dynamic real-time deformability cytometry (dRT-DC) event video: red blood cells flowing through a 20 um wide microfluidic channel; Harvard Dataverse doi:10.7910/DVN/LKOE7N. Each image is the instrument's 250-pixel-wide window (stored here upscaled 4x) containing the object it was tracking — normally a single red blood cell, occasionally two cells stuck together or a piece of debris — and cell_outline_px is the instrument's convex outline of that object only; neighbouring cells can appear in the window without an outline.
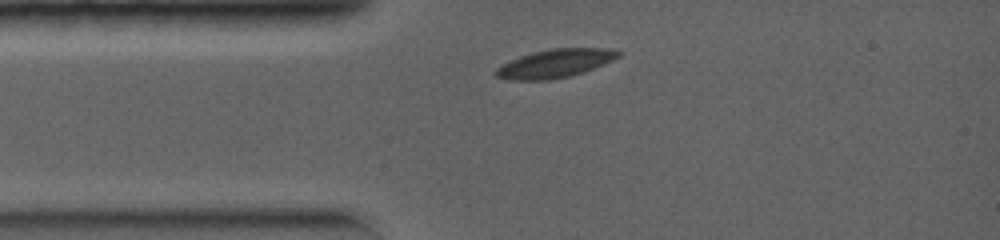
{"species": "common noctule bat (a hibernating species)", "species_latin": "Nyctalus noctula", "temperature_condition": "warm", "stored_images_in_passage": 1, "camera_frame_rate_fps": 5000, "um_per_image_px": 0.085, "animal": {"sex": "female", "body_mass_g": 19.0, "forearm_length_mm": 56.7}, "frame": {"image": 1, "passage_image": 1, "time_ms": 0.0, "image_size_px": [1000, 240], "cell_outline_px": [[620, 56], [612, 60], [592, 68], [568, 76], [548, 80], [512, 80], [496, 76], [496, 68], [520, 56], [532, 52], [552, 48], [604, 48], [620, 52]], "centroid_in_image_um": [47.16, 5.38], "position_along_channel_um": 37.8, "area_um2": 19.71}}